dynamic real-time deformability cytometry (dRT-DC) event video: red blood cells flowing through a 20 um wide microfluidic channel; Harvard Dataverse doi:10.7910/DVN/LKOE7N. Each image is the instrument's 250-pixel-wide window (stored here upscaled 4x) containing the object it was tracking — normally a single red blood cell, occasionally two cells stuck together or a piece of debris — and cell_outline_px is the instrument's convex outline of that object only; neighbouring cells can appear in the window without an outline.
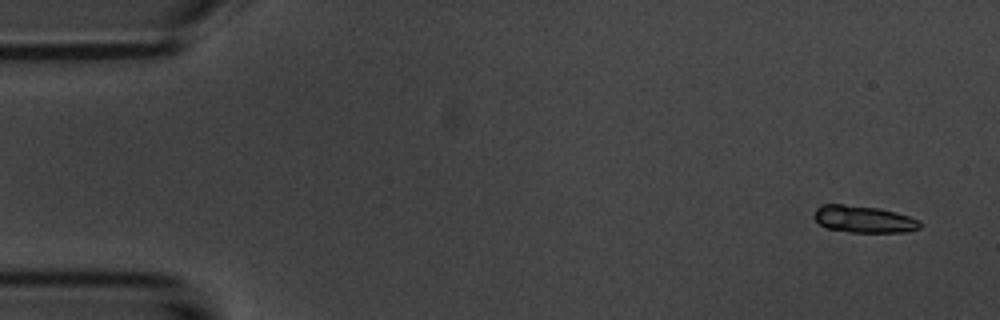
{"species": "common noctule bat (a hibernating species)", "species_latin": "Nyctalus noctula", "temperature_condition": "room temperature", "stored_images_in_passage": 3, "camera_frame_rate_fps": 3000, "um_per_image_px": 0.085, "animal": {"sex": "male", "body_mass_g": 20.1, "forearm_length_mm": 53.5}, "frame": {"image": 1, "passage_image": 1, "time_ms": 0.0, "image_size_px": [1000, 320], "cell_outline_px": [[920, 228], [904, 232], [848, 232], [828, 228], [820, 224], [812, 216], [816, 208], [820, 204], [840, 204], [876, 208], [896, 212], [908, 216], [916, 220], [920, 224]], "centroid_in_image_um": [73.35, 18.63], "position_along_channel_um": 11.7, "area_um2": 16.42}}